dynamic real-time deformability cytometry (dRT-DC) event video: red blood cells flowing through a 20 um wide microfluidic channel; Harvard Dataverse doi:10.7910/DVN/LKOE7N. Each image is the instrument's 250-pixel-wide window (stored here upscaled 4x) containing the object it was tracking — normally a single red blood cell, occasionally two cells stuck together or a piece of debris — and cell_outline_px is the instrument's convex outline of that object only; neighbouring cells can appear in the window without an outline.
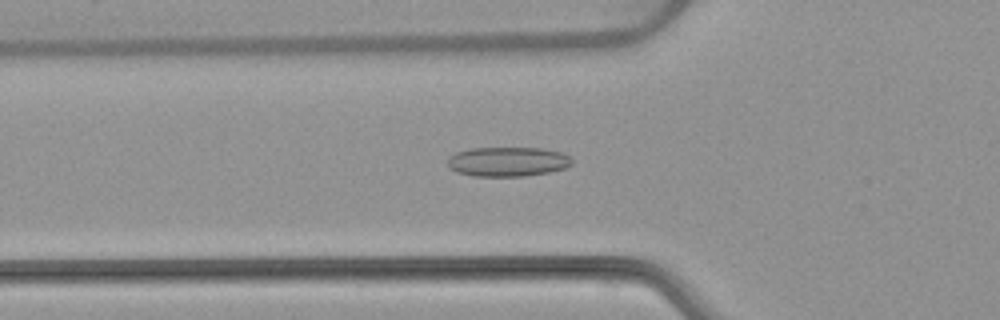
{"species": "common noctule bat (a hibernating species)", "species_latin": "Nyctalus noctula", "temperature_condition": "warm", "stored_images_in_passage": 54, "camera_frame_rate_fps": 3000, "um_per_image_px": 0.085, "animal": {"sex": "female", "body_mass_g": 22.7, "forearm_length_mm": 54.2}, "frame": {"image": 1, "passage_image": 19, "time_ms": 6.0, "image_size_px": [1000, 320], "cell_outline_px": [[572, 164], [564, 168], [548, 172], [524, 176], [472, 176], [456, 172], [448, 168], [448, 156], [456, 152], [468, 148], [540, 148], [564, 152], [572, 160]], "centroid_in_image_um": [43.12, 13.73], "position_along_channel_um": 82.7, "area_um2": 21.56}}
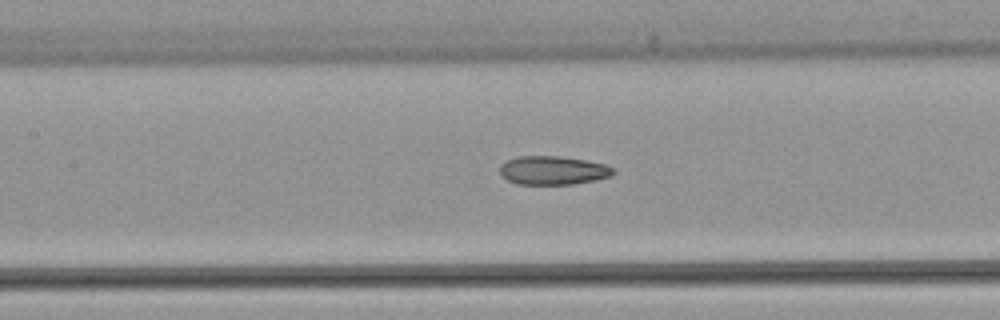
{"frame": {"image": 2, "passage_image": 25, "time_ms": 8.0, "image_size_px": [1000, 320], "cell_outline_px": [[616, 172], [612, 176], [596, 180], [572, 184], [516, 184], [500, 176], [500, 164], [516, 156], [560, 156], [588, 160], [608, 164], [616, 168]], "centroid_in_image_um": [47.05, 14.47], "position_along_channel_um": 160.3, "area_um2": 19.36}}
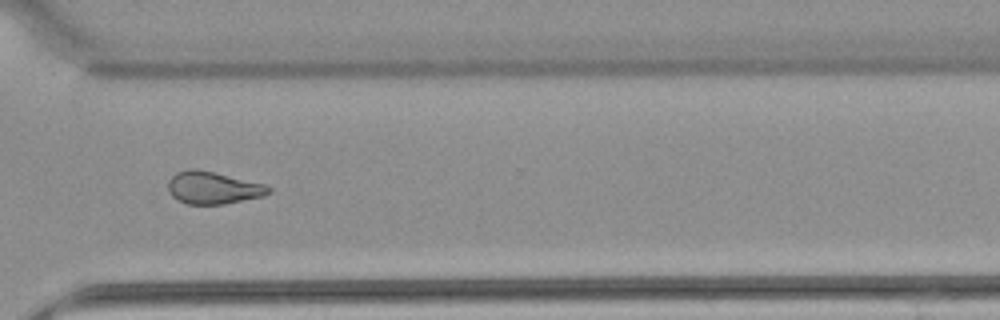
{"frame": {"image": 3, "passage_image": 40, "time_ms": 13.0, "image_size_px": [1000, 320], "cell_outline_px": [[272, 192], [264, 196], [224, 204], [188, 204], [172, 196], [168, 192], [168, 180], [176, 172], [188, 168], [196, 168], [264, 184], [272, 188]], "centroid_in_image_um": [18.1, 15.95], "position_along_channel_um": 352.5, "area_um2": 18.96}, "authors_computed_cell_mechanics": {"area_um2": 20.4034, "velocity_mm_per_s": 3.8414, "shape_relaxation_time_tau1_ms": null, "shape_relaxation_time_tau2_ms": 2.8026, "deformation_change_tau1": null, "deformation_change_tau2": 0.0985}}